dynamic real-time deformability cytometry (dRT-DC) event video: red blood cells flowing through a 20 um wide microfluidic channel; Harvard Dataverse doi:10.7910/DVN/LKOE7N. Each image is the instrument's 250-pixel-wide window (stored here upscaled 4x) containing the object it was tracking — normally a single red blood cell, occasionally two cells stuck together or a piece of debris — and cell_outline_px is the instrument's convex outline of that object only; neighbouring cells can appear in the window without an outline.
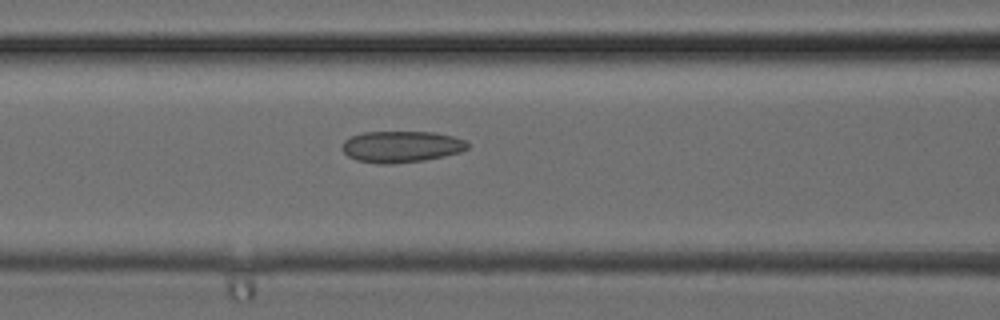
{"species": "common noctule bat (a hibernating species)", "species_latin": "Nyctalus noctula", "temperature_condition": "cold", "stored_images_in_passage": 27, "camera_frame_rate_fps": 3000, "um_per_image_px": 0.085, "animal": {"sex": "female", "body_mass_g": 24.6, "forearm_length_mm": 56.2}, "frame": {"image": 1, "passage_image": 8, "time_ms": 2.333, "image_size_px": [1000, 320], "cell_outline_px": [[468, 148], [460, 152], [444, 156], [424, 160], [392, 164], [380, 164], [356, 160], [348, 156], [340, 148], [344, 140], [352, 136], [364, 132], [436, 132], [452, 136], [464, 140], [468, 144]], "centroid_in_image_um": [34.09, 12.47], "position_along_channel_um": 132.5, "area_um2": 23.0}}
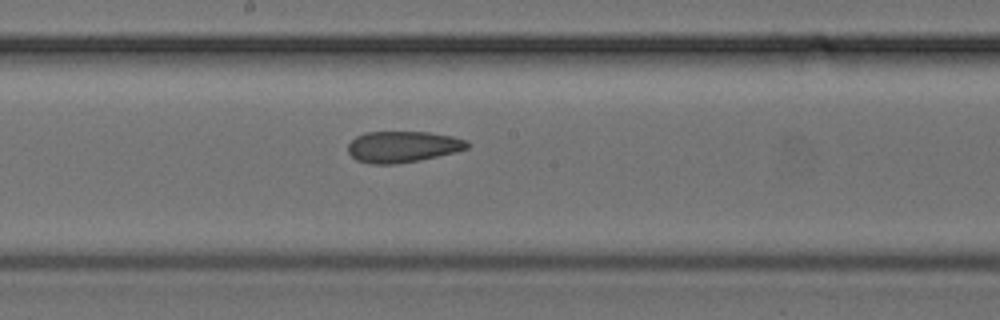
{"frame": {"image": 2, "passage_image": 12, "time_ms": 3.667, "image_size_px": [1000, 320], "cell_outline_px": [[468, 148], [456, 152], [420, 160], [396, 164], [368, 164], [356, 160], [348, 152], [348, 144], [356, 136], [364, 132], [428, 132], [452, 136], [468, 140]], "centroid_in_image_um": [34.22, 12.47], "position_along_channel_um": 214.0, "area_um2": 21.85}}
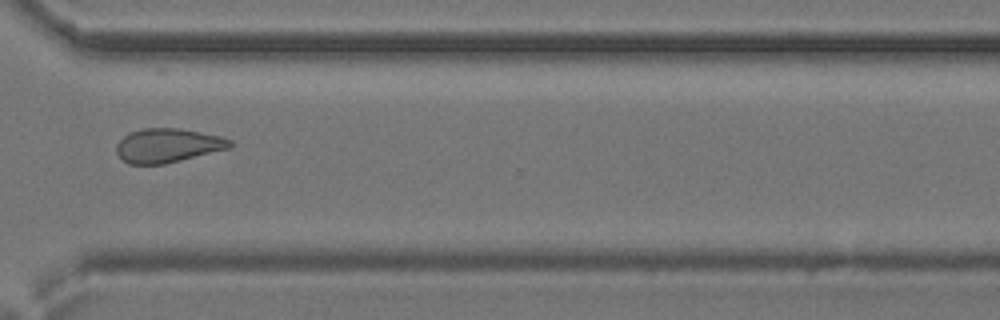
{"frame": {"image": 3, "passage_image": 19, "time_ms": 6.0, "image_size_px": [1000, 320], "cell_outline_px": [[232, 144], [228, 148], [164, 164], [128, 164], [116, 152], [116, 144], [128, 132], [144, 128], [180, 128], [220, 136], [232, 140]], "centroid_in_image_um": [14.22, 12.35], "position_along_channel_um": 356.4, "area_um2": 22.31}}